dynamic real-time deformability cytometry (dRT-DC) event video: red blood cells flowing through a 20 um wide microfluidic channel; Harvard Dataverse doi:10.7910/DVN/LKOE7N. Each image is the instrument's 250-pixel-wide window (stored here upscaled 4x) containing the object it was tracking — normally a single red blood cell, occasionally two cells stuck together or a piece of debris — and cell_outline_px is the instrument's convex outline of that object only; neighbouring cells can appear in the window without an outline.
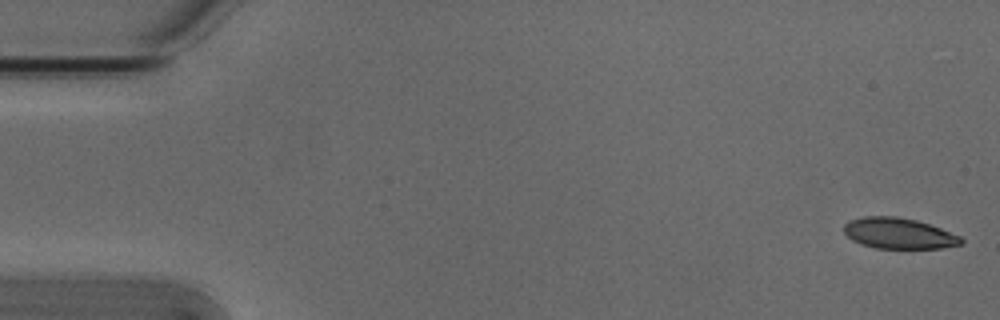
{"species": "Egyptian fruit bat (a non-hibernating species)", "species_latin": "Rousettus aegyptiacus", "temperature_condition": "cold", "stored_images_in_passage": 23, "camera_frame_rate_fps": 3000, "um_per_image_px": 0.085, "animal": {"sex": "male"}, "frame": {"image": 1, "passage_image": 1, "time_ms": 0.0, "image_size_px": [1000, 320], "cell_outline_px": [[964, 244], [940, 248], [876, 248], [860, 244], [852, 240], [844, 232], [844, 224], [848, 220], [864, 216], [896, 216], [916, 220], [940, 228], [960, 236], [964, 240]], "centroid_in_image_um": [76.38, 19.83], "position_along_channel_um": 8.6, "area_um2": 21.1}}
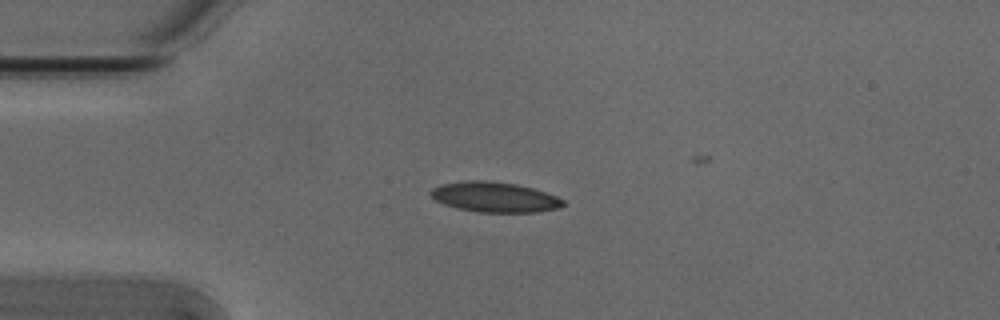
{"frame": {"image": 2, "passage_image": 13, "time_ms": 4.0, "image_size_px": [1000, 320], "cell_outline_px": [[564, 204], [560, 208], [540, 212], [476, 212], [456, 208], [444, 204], [436, 200], [428, 192], [432, 188], [440, 184], [468, 180], [484, 180], [516, 184], [532, 188], [556, 196], [564, 200]], "centroid_in_image_um": [42.03, 16.75], "position_along_channel_um": 43.0, "area_um2": 23.35}}
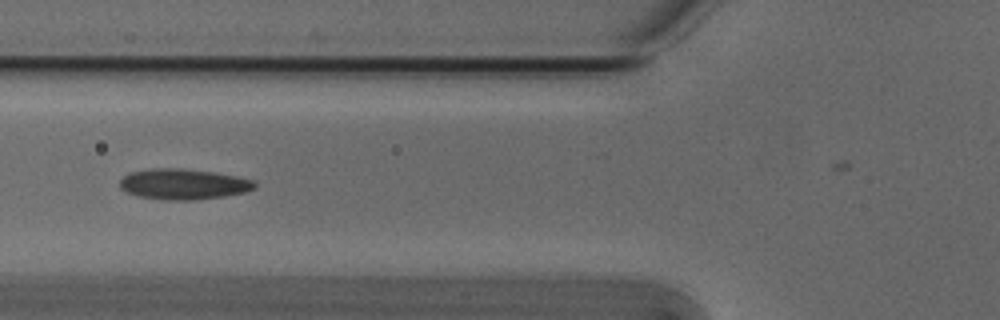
{"frame": {"image": 3, "passage_image": 20, "time_ms": 6.333, "image_size_px": [1000, 320], "cell_outline_px": [[256, 188], [244, 192], [224, 196], [192, 200], [164, 200], [140, 196], [128, 192], [120, 188], [120, 180], [128, 172], [152, 168], [180, 168], [212, 172], [236, 176], [252, 180], [256, 184]], "centroid_in_image_um": [15.57, 15.64], "position_along_channel_um": 110.2, "area_um2": 23.93}}